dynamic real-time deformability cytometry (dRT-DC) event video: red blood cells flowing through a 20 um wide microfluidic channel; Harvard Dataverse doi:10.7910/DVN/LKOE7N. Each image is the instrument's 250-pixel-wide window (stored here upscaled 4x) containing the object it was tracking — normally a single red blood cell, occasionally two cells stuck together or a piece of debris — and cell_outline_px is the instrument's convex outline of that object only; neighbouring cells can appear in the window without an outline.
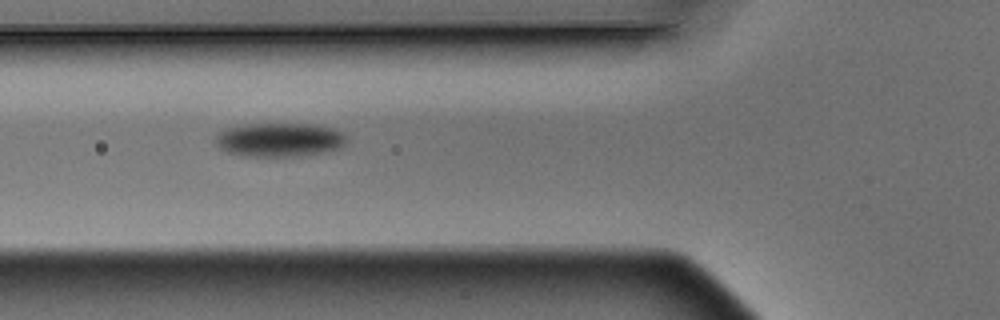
{"species": "Egyptian fruit bat (a non-hibernating species)", "species_latin": "Rousettus aegyptiacus", "temperature_condition": "warm", "stored_images_in_passage": 5, "camera_frame_rate_fps": 3000, "um_per_image_px": 0.085, "animal": {"sex": "male"}, "frame": {"image": 1, "passage_image": 2, "time_ms": 0.333, "image_size_px": [1000, 320], "cell_outline_px": [[348, 140], [340, 148], [320, 152], [292, 156], [244, 156], [228, 152], [220, 148], [216, 144], [216, 136], [220, 132], [228, 128], [244, 124], [316, 124], [336, 128], [348, 136]], "centroid_in_image_um": [23.79, 11.86], "position_along_channel_um": 102.0, "area_um2": 25.84}}
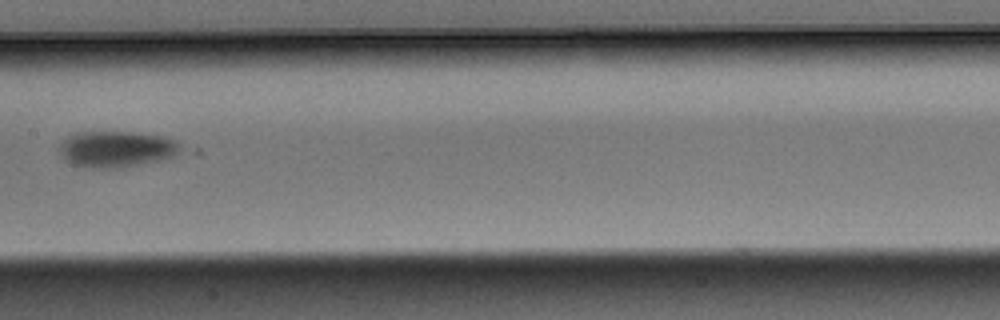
{"frame": {"image": 2, "passage_image": 4, "time_ms": 1.0, "image_size_px": [1000, 320], "cell_outline_px": [[180, 152], [172, 156], [160, 160], [120, 168], [92, 168], [72, 164], [64, 160], [60, 152], [60, 144], [68, 136], [80, 132], [132, 132], [160, 136], [176, 140], [180, 144]], "centroid_in_image_um": [9.88, 12.68], "position_along_channel_um": 197.5, "area_um2": 25.37}}
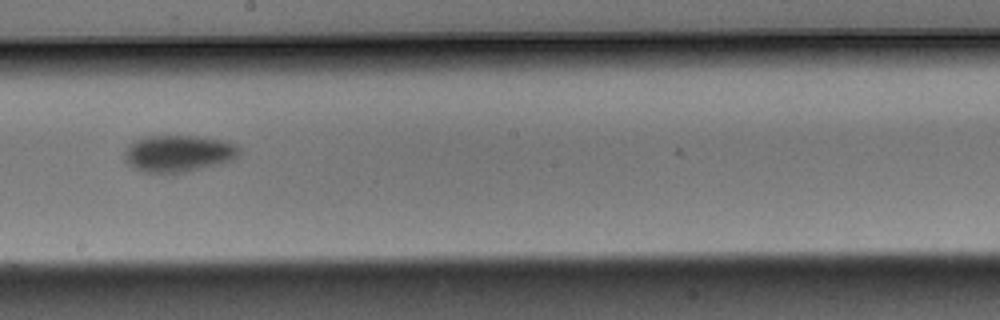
{"frame": {"image": 3, "passage_image": 5, "time_ms": 1.333, "image_size_px": [1000, 320], "cell_outline_px": [[240, 152], [232, 160], [220, 164], [188, 172], [144, 172], [128, 164], [124, 160], [124, 152], [128, 144], [144, 136], [196, 136], [228, 140], [236, 144], [240, 148]], "centroid_in_image_um": [15.18, 13.03], "position_along_channel_um": 233.0, "area_um2": 24.8}}